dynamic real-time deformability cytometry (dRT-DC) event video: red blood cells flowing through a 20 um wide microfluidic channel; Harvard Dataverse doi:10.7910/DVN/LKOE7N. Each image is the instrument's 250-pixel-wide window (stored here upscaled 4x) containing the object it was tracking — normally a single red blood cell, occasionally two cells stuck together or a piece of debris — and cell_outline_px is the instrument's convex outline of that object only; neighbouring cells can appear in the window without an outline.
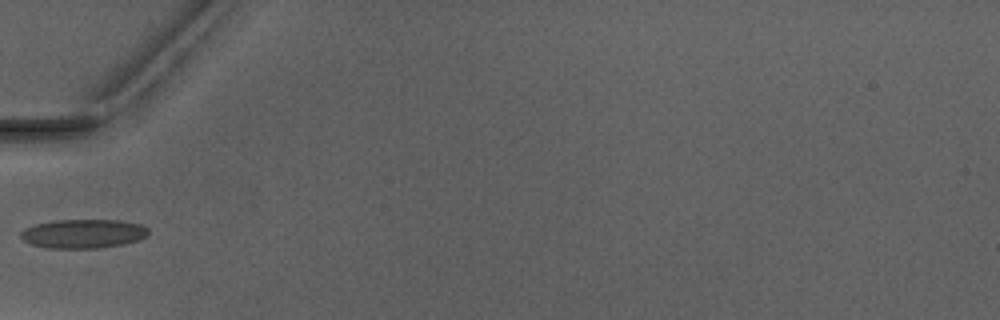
{"species": "Egyptian fruit bat (a non-hibernating species)", "species_latin": "Rousettus aegyptiacus", "temperature_condition": "warm", "stored_images_in_passage": 5, "camera_frame_rate_fps": 3000, "um_per_image_px": 0.085, "animal": {"sex": "male"}, "frame": {"image": 1, "passage_image": 5, "time_ms": 5.0, "image_size_px": [1000, 320], "cell_outline_px": [[148, 236], [140, 240], [124, 244], [100, 248], [48, 248], [32, 244], [24, 240], [20, 236], [20, 232], [24, 228], [36, 224], [56, 220], [116, 220], [140, 224], [148, 228]], "centroid_in_image_um": [7.1, 19.87], "position_along_channel_um": 77.9, "area_um2": 21.62}}